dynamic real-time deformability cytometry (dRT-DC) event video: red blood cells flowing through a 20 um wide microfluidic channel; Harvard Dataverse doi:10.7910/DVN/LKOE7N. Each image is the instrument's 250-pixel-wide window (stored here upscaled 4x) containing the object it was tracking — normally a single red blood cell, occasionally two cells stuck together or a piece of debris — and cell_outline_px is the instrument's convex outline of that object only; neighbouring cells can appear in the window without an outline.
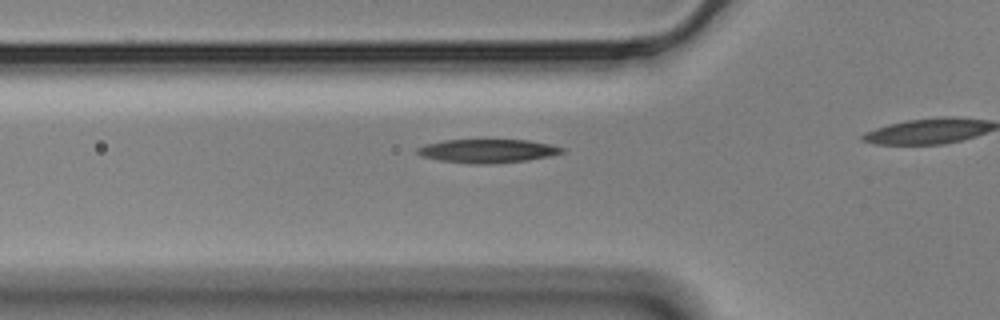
{"species": "Egyptian fruit bat (a non-hibernating species)", "species_latin": "Rousettus aegyptiacus", "temperature_condition": "cold", "stored_images_in_passage": 20, "camera_frame_rate_fps": 3000, "um_per_image_px": 0.085, "animal": {"sex": "male"}, "frame": {"image": 1, "passage_image": 15, "time_ms": 4.667, "image_size_px": [1000, 320], "cell_outline_px": [[564, 152], [552, 156], [528, 160], [492, 164], [472, 164], [440, 160], [420, 156], [416, 152], [416, 148], [424, 144], [444, 140], [528, 140], [548, 144], [564, 148]], "centroid_in_image_um": [41.42, 12.83], "position_along_channel_um": 84.4, "area_um2": 20.0}}